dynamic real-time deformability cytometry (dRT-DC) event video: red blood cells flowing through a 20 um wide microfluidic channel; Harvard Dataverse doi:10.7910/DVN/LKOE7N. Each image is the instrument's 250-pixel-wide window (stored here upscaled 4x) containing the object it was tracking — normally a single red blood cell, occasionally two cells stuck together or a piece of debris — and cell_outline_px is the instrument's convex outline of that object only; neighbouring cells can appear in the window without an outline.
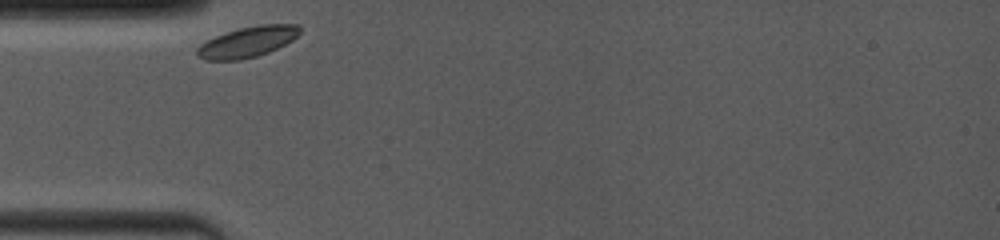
{"species": "common noctule bat (a hibernating species)", "species_latin": "Nyctalus noctula", "temperature_condition": "room temperature", "stored_images_in_passage": 20, "camera_frame_rate_fps": 4000, "um_per_image_px": 0.085, "animal": {"sex": "female", "body_mass_g": 19.0, "forearm_length_mm": 53.3}, "frame": {"image": 1, "passage_image": 1, "time_ms": 0.0, "image_size_px": [1000, 240], "cell_outline_px": [[300, 32], [292, 40], [268, 52], [256, 56], [240, 60], [204, 60], [196, 56], [196, 48], [200, 44], [216, 36], [240, 28], [260, 24], [300, 24]], "centroid_in_image_um": [21.02, 3.57], "position_along_channel_um": 64.0, "area_um2": 18.21}}
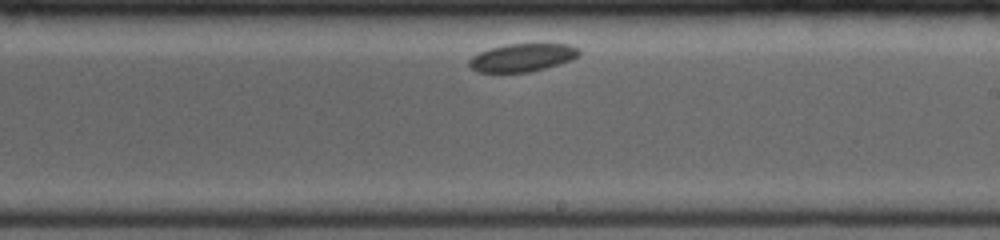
{"frame": {"image": 2, "passage_image": 12, "time_ms": 5.25, "image_size_px": [1000, 240], "cell_outline_px": [[580, 56], [572, 60], [544, 68], [528, 72], [476, 72], [468, 64], [468, 60], [472, 56], [488, 48], [508, 44], [568, 44], [580, 48]], "centroid_in_image_um": [44.4, 4.89], "position_along_channel_um": 244.6, "area_um2": 17.98}}
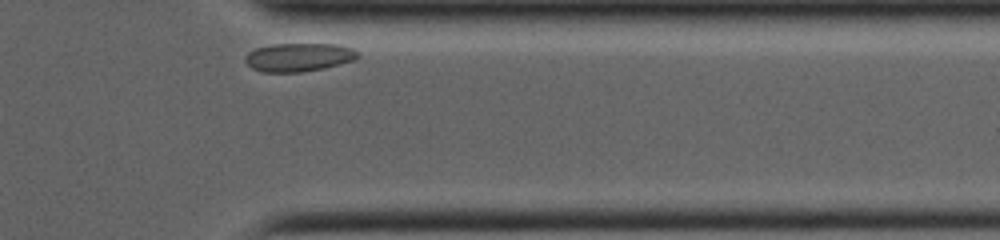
{"frame": {"image": 3, "passage_image": 20, "time_ms": 9.25, "image_size_px": [1000, 240], "cell_outline_px": [[360, 56], [352, 60], [324, 68], [300, 72], [264, 72], [252, 68], [244, 60], [244, 56], [248, 52], [256, 48], [272, 44], [340, 44], [352, 48], [360, 52]], "centroid_in_image_um": [25.39, 4.85], "position_along_channel_um": 386.0, "area_um2": 18.67}}